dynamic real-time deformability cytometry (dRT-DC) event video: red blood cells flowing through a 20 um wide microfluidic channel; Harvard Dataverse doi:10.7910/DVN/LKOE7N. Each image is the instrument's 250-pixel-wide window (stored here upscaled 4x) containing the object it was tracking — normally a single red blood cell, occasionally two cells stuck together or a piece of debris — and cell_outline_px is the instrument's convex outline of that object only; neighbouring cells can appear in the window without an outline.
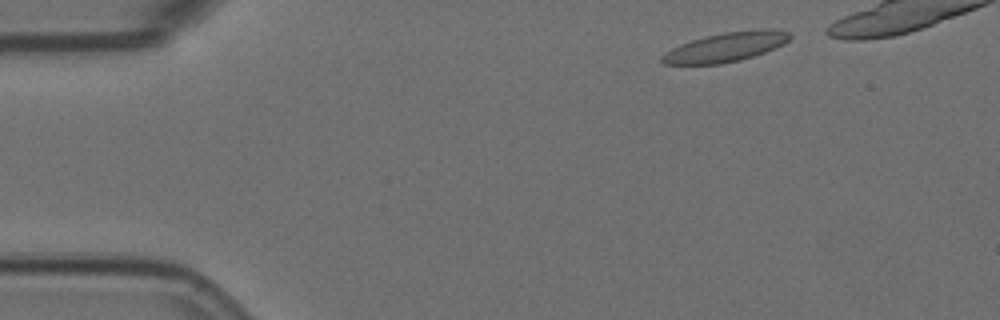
{"species": "Egyptian fruit bat (a non-hibernating species)", "species_latin": "Rousettus aegyptiacus", "temperature_condition": "room temperature", "stored_images_in_passage": 43, "camera_frame_rate_fps": 3000, "um_per_image_px": 0.085, "animal": {"sex": "female"}, "frame": {"image": 1, "passage_image": 4, "time_ms": 1.0, "image_size_px": [1000, 320], "cell_outline_px": [[792, 36], [784, 44], [776, 48], [740, 60], [720, 64], [664, 64], [660, 60], [660, 56], [664, 52], [680, 44], [692, 40], [724, 32], [760, 28], [772, 28], [788, 32]], "centroid_in_image_um": [61.7, 3.99], "position_along_channel_um": 23.3, "area_um2": 21.91}}
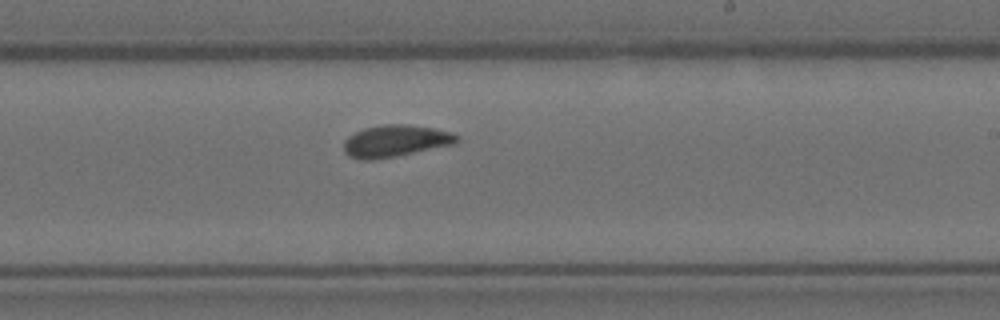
{"frame": {"image": 2, "passage_image": 30, "time_ms": 9.667, "image_size_px": [1000, 320], "cell_outline_px": [[460, 140], [456, 144], [396, 156], [372, 160], [360, 160], [348, 156], [344, 152], [344, 140], [348, 136], [364, 128], [384, 124], [408, 124], [436, 128], [452, 132], [460, 136]], "centroid_in_image_um": [33.65, 11.98], "position_along_channel_um": 255.4, "area_um2": 21.33}}
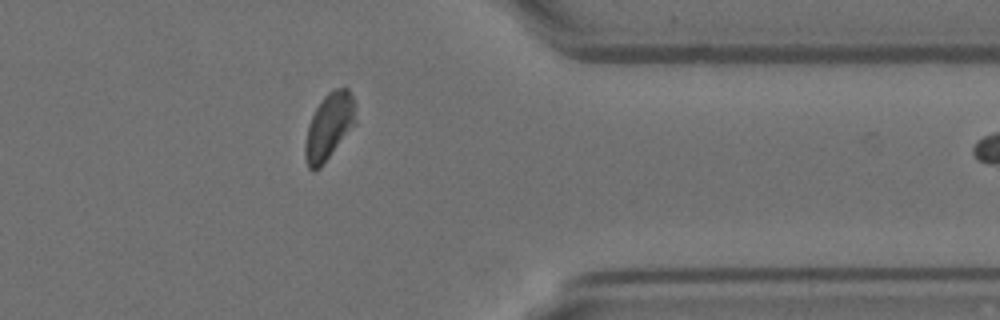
{"frame": {"image": 3, "passage_image": 42, "time_ms": 13.667, "image_size_px": [1000, 320], "cell_outline_px": [[356, 124], [320, 168], [312, 172], [308, 168], [304, 156], [304, 144], [308, 124], [316, 108], [324, 96], [328, 92], [336, 88], [348, 88], [352, 96], [356, 120]], "centroid_in_image_um": [27.95, 10.78], "position_along_channel_um": 383.5, "area_um2": 19.59}}